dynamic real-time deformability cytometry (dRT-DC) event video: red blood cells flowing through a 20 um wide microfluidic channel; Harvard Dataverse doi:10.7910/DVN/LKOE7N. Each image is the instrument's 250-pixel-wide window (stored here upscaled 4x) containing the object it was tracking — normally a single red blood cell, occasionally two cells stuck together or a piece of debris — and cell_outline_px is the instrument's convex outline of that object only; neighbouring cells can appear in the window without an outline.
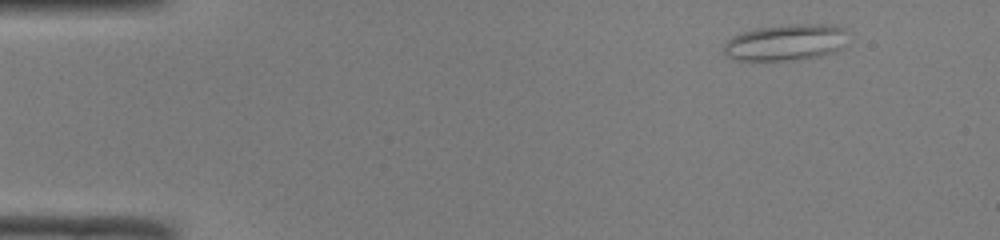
{"species": "common noctule bat (a hibernating species)", "species_latin": "Nyctalus noctula", "temperature_condition": "room temperature", "stored_images_in_passage": 45, "camera_frame_rate_fps": 3000, "um_per_image_px": 0.085, "animal": {"sex": "male", "body_mass_g": 19.0, "forearm_length_mm": 50.8}, "frame": {"image": 1, "passage_image": 1, "time_ms": 0.0, "image_size_px": [1000, 240], "cell_outline_px": [[852, 32], [844, 44], [836, 52], [820, 56], [796, 60], [736, 60], [728, 56], [724, 52], [724, 44], [732, 36], [740, 32], [756, 28], [792, 24], [836, 24]], "centroid_in_image_um": [66.87, 3.59], "position_along_channel_um": 18.1, "area_um2": 26.82}}
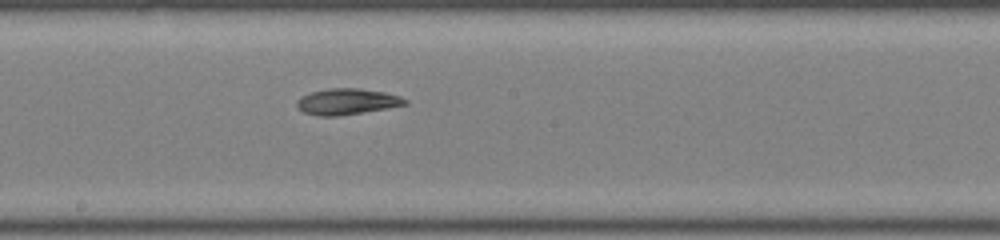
{"frame": {"image": 2, "passage_image": 23, "time_ms": 7.333, "image_size_px": [1000, 240], "cell_outline_px": [[408, 104], [336, 116], [320, 116], [304, 112], [296, 104], [296, 100], [300, 96], [312, 92], [328, 88], [360, 88], [384, 92], [400, 96], [408, 100]], "centroid_in_image_um": [29.48, 8.62], "position_along_channel_um": 218.7, "area_um2": 16.18}}
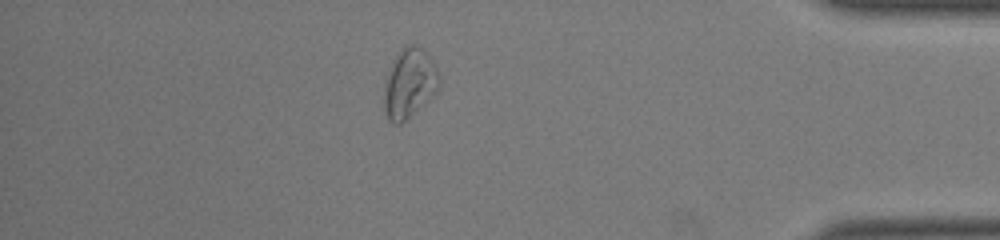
{"frame": {"image": 3, "passage_image": 39, "time_ms": 12.667, "image_size_px": [1000, 240], "cell_outline_px": [[440, 88], [432, 96], [400, 124], [392, 124], [388, 120], [384, 112], [384, 88], [392, 64], [396, 56], [404, 48], [412, 44], [420, 48], [428, 56], [436, 68], [440, 76]], "centroid_in_image_um": [34.8, 7.13], "position_along_channel_um": 400.4, "area_um2": 21.68}, "authors_computed_cell_mechanics": {"area_um2": 18.7272, "velocity_mm_per_s": 4.0735, "shape_relaxation_time_tau1_ms": 9.5064, "shape_relaxation_time_tau2_ms": 3.8648, "deformation_change_tau1": 0.1844, "deformation_change_tau2": 0.1068}}